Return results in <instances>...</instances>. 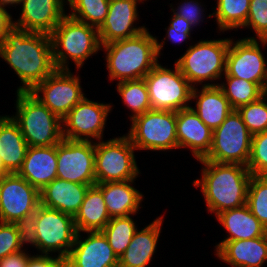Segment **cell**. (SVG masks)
I'll return each instance as SVG.
<instances>
[{"label":"cell","mask_w":267,"mask_h":267,"mask_svg":"<svg viewBox=\"0 0 267 267\" xmlns=\"http://www.w3.org/2000/svg\"><path fill=\"white\" fill-rule=\"evenodd\" d=\"M0 57L21 80L17 91L30 92L55 70L49 34L13 27L0 43Z\"/></svg>","instance_id":"cell-1"},{"label":"cell","mask_w":267,"mask_h":267,"mask_svg":"<svg viewBox=\"0 0 267 267\" xmlns=\"http://www.w3.org/2000/svg\"><path fill=\"white\" fill-rule=\"evenodd\" d=\"M204 165L202 177L193 182L201 187L208 211H222L247 204V191L252 174L241 164L216 163L198 160Z\"/></svg>","instance_id":"cell-2"},{"label":"cell","mask_w":267,"mask_h":267,"mask_svg":"<svg viewBox=\"0 0 267 267\" xmlns=\"http://www.w3.org/2000/svg\"><path fill=\"white\" fill-rule=\"evenodd\" d=\"M164 44L146 29L134 37L101 45L107 52L109 79L122 82L144 78L158 64Z\"/></svg>","instance_id":"cell-3"},{"label":"cell","mask_w":267,"mask_h":267,"mask_svg":"<svg viewBox=\"0 0 267 267\" xmlns=\"http://www.w3.org/2000/svg\"><path fill=\"white\" fill-rule=\"evenodd\" d=\"M53 62L56 70H69L68 58L76 68H81L86 59L103 49L98 28L65 15L50 34Z\"/></svg>","instance_id":"cell-4"},{"label":"cell","mask_w":267,"mask_h":267,"mask_svg":"<svg viewBox=\"0 0 267 267\" xmlns=\"http://www.w3.org/2000/svg\"><path fill=\"white\" fill-rule=\"evenodd\" d=\"M16 115L28 146H55L63 138L62 119L52 113L30 92L17 91Z\"/></svg>","instance_id":"cell-5"},{"label":"cell","mask_w":267,"mask_h":267,"mask_svg":"<svg viewBox=\"0 0 267 267\" xmlns=\"http://www.w3.org/2000/svg\"><path fill=\"white\" fill-rule=\"evenodd\" d=\"M230 40H201L190 46L175 64L193 87L203 81L221 79L225 73Z\"/></svg>","instance_id":"cell-6"},{"label":"cell","mask_w":267,"mask_h":267,"mask_svg":"<svg viewBox=\"0 0 267 267\" xmlns=\"http://www.w3.org/2000/svg\"><path fill=\"white\" fill-rule=\"evenodd\" d=\"M252 136L241 114L237 109H233L222 124L213 131L209 153L201 160L247 166Z\"/></svg>","instance_id":"cell-7"},{"label":"cell","mask_w":267,"mask_h":267,"mask_svg":"<svg viewBox=\"0 0 267 267\" xmlns=\"http://www.w3.org/2000/svg\"><path fill=\"white\" fill-rule=\"evenodd\" d=\"M137 150L127 135L107 141H95L96 184L123 182L140 174L134 155Z\"/></svg>","instance_id":"cell-8"},{"label":"cell","mask_w":267,"mask_h":267,"mask_svg":"<svg viewBox=\"0 0 267 267\" xmlns=\"http://www.w3.org/2000/svg\"><path fill=\"white\" fill-rule=\"evenodd\" d=\"M130 120L132 124L127 136L137 150L178 148L176 111L149 110Z\"/></svg>","instance_id":"cell-9"},{"label":"cell","mask_w":267,"mask_h":267,"mask_svg":"<svg viewBox=\"0 0 267 267\" xmlns=\"http://www.w3.org/2000/svg\"><path fill=\"white\" fill-rule=\"evenodd\" d=\"M167 69L159 63L144 77L152 110L179 111L190 107L193 86L179 67Z\"/></svg>","instance_id":"cell-10"},{"label":"cell","mask_w":267,"mask_h":267,"mask_svg":"<svg viewBox=\"0 0 267 267\" xmlns=\"http://www.w3.org/2000/svg\"><path fill=\"white\" fill-rule=\"evenodd\" d=\"M36 233L37 249L43 255L58 252L57 257L64 261L77 234L74 217L40 204L36 210Z\"/></svg>","instance_id":"cell-11"},{"label":"cell","mask_w":267,"mask_h":267,"mask_svg":"<svg viewBox=\"0 0 267 267\" xmlns=\"http://www.w3.org/2000/svg\"><path fill=\"white\" fill-rule=\"evenodd\" d=\"M80 82L79 76L73 75L70 70H55L30 93L63 119L85 97Z\"/></svg>","instance_id":"cell-12"},{"label":"cell","mask_w":267,"mask_h":267,"mask_svg":"<svg viewBox=\"0 0 267 267\" xmlns=\"http://www.w3.org/2000/svg\"><path fill=\"white\" fill-rule=\"evenodd\" d=\"M57 178L95 185V142L63 139L57 144Z\"/></svg>","instance_id":"cell-13"},{"label":"cell","mask_w":267,"mask_h":267,"mask_svg":"<svg viewBox=\"0 0 267 267\" xmlns=\"http://www.w3.org/2000/svg\"><path fill=\"white\" fill-rule=\"evenodd\" d=\"M257 38L230 40L224 75L258 84L267 92V63Z\"/></svg>","instance_id":"cell-14"},{"label":"cell","mask_w":267,"mask_h":267,"mask_svg":"<svg viewBox=\"0 0 267 267\" xmlns=\"http://www.w3.org/2000/svg\"><path fill=\"white\" fill-rule=\"evenodd\" d=\"M40 205V191L18 173L0 178V222L14 223L35 212Z\"/></svg>","instance_id":"cell-15"},{"label":"cell","mask_w":267,"mask_h":267,"mask_svg":"<svg viewBox=\"0 0 267 267\" xmlns=\"http://www.w3.org/2000/svg\"><path fill=\"white\" fill-rule=\"evenodd\" d=\"M110 104L90 101L84 97L62 119L63 138L73 141H90L89 138L102 141L103 130ZM64 123V124H63Z\"/></svg>","instance_id":"cell-16"},{"label":"cell","mask_w":267,"mask_h":267,"mask_svg":"<svg viewBox=\"0 0 267 267\" xmlns=\"http://www.w3.org/2000/svg\"><path fill=\"white\" fill-rule=\"evenodd\" d=\"M77 232L74 245L64 260L65 267H119V259L101 231Z\"/></svg>","instance_id":"cell-17"},{"label":"cell","mask_w":267,"mask_h":267,"mask_svg":"<svg viewBox=\"0 0 267 267\" xmlns=\"http://www.w3.org/2000/svg\"><path fill=\"white\" fill-rule=\"evenodd\" d=\"M142 0H110L105 21L98 28L101 45L134 37L147 28L136 27L138 20L137 3Z\"/></svg>","instance_id":"cell-18"},{"label":"cell","mask_w":267,"mask_h":267,"mask_svg":"<svg viewBox=\"0 0 267 267\" xmlns=\"http://www.w3.org/2000/svg\"><path fill=\"white\" fill-rule=\"evenodd\" d=\"M64 3L65 0H21L22 11L14 27L50 35L66 15Z\"/></svg>","instance_id":"cell-19"},{"label":"cell","mask_w":267,"mask_h":267,"mask_svg":"<svg viewBox=\"0 0 267 267\" xmlns=\"http://www.w3.org/2000/svg\"><path fill=\"white\" fill-rule=\"evenodd\" d=\"M176 136L178 148H190L192 155L201 160L209 153L213 131L190 106L176 112Z\"/></svg>","instance_id":"cell-20"},{"label":"cell","mask_w":267,"mask_h":267,"mask_svg":"<svg viewBox=\"0 0 267 267\" xmlns=\"http://www.w3.org/2000/svg\"><path fill=\"white\" fill-rule=\"evenodd\" d=\"M217 257L232 267H262L267 261V234L246 240L221 241Z\"/></svg>","instance_id":"cell-21"},{"label":"cell","mask_w":267,"mask_h":267,"mask_svg":"<svg viewBox=\"0 0 267 267\" xmlns=\"http://www.w3.org/2000/svg\"><path fill=\"white\" fill-rule=\"evenodd\" d=\"M39 191L57 178V145L29 146L17 172Z\"/></svg>","instance_id":"cell-22"},{"label":"cell","mask_w":267,"mask_h":267,"mask_svg":"<svg viewBox=\"0 0 267 267\" xmlns=\"http://www.w3.org/2000/svg\"><path fill=\"white\" fill-rule=\"evenodd\" d=\"M89 187L56 178L40 190V204L75 217Z\"/></svg>","instance_id":"cell-23"},{"label":"cell","mask_w":267,"mask_h":267,"mask_svg":"<svg viewBox=\"0 0 267 267\" xmlns=\"http://www.w3.org/2000/svg\"><path fill=\"white\" fill-rule=\"evenodd\" d=\"M162 222L161 216L142 230H136L130 244L119 258V267H146L152 261Z\"/></svg>","instance_id":"cell-24"},{"label":"cell","mask_w":267,"mask_h":267,"mask_svg":"<svg viewBox=\"0 0 267 267\" xmlns=\"http://www.w3.org/2000/svg\"><path fill=\"white\" fill-rule=\"evenodd\" d=\"M28 147L19 125L12 117L0 116V154L8 173H17L21 169Z\"/></svg>","instance_id":"cell-25"},{"label":"cell","mask_w":267,"mask_h":267,"mask_svg":"<svg viewBox=\"0 0 267 267\" xmlns=\"http://www.w3.org/2000/svg\"><path fill=\"white\" fill-rule=\"evenodd\" d=\"M191 99L197 100L196 109L192 108L212 131L219 127L233 110L218 86H202L201 91L194 87Z\"/></svg>","instance_id":"cell-26"},{"label":"cell","mask_w":267,"mask_h":267,"mask_svg":"<svg viewBox=\"0 0 267 267\" xmlns=\"http://www.w3.org/2000/svg\"><path fill=\"white\" fill-rule=\"evenodd\" d=\"M134 180L96 184L102 190V195L111 218L129 216L139 211L144 195L130 185L134 183Z\"/></svg>","instance_id":"cell-27"},{"label":"cell","mask_w":267,"mask_h":267,"mask_svg":"<svg viewBox=\"0 0 267 267\" xmlns=\"http://www.w3.org/2000/svg\"><path fill=\"white\" fill-rule=\"evenodd\" d=\"M216 218L229 233L223 241L254 239L267 234V229L251 213L247 204L222 211Z\"/></svg>","instance_id":"cell-28"},{"label":"cell","mask_w":267,"mask_h":267,"mask_svg":"<svg viewBox=\"0 0 267 267\" xmlns=\"http://www.w3.org/2000/svg\"><path fill=\"white\" fill-rule=\"evenodd\" d=\"M110 219L102 190L96 184L90 186L78 213L74 217L76 231H102Z\"/></svg>","instance_id":"cell-29"},{"label":"cell","mask_w":267,"mask_h":267,"mask_svg":"<svg viewBox=\"0 0 267 267\" xmlns=\"http://www.w3.org/2000/svg\"><path fill=\"white\" fill-rule=\"evenodd\" d=\"M226 83L223 84H203V86H218L233 109H238L240 106L249 104L266 92L256 83L247 80L239 79L229 75H224Z\"/></svg>","instance_id":"cell-30"},{"label":"cell","mask_w":267,"mask_h":267,"mask_svg":"<svg viewBox=\"0 0 267 267\" xmlns=\"http://www.w3.org/2000/svg\"><path fill=\"white\" fill-rule=\"evenodd\" d=\"M250 0H217L213 14L216 17L219 30L224 32L245 25L249 13Z\"/></svg>","instance_id":"cell-31"},{"label":"cell","mask_w":267,"mask_h":267,"mask_svg":"<svg viewBox=\"0 0 267 267\" xmlns=\"http://www.w3.org/2000/svg\"><path fill=\"white\" fill-rule=\"evenodd\" d=\"M135 225L130 215L113 217L101 231L118 259L133 239L137 230V226Z\"/></svg>","instance_id":"cell-32"},{"label":"cell","mask_w":267,"mask_h":267,"mask_svg":"<svg viewBox=\"0 0 267 267\" xmlns=\"http://www.w3.org/2000/svg\"><path fill=\"white\" fill-rule=\"evenodd\" d=\"M116 86L125 105L134 113L131 119L152 110L144 78L118 82Z\"/></svg>","instance_id":"cell-33"},{"label":"cell","mask_w":267,"mask_h":267,"mask_svg":"<svg viewBox=\"0 0 267 267\" xmlns=\"http://www.w3.org/2000/svg\"><path fill=\"white\" fill-rule=\"evenodd\" d=\"M71 14L77 21L99 28L108 14L110 0H66Z\"/></svg>","instance_id":"cell-34"},{"label":"cell","mask_w":267,"mask_h":267,"mask_svg":"<svg viewBox=\"0 0 267 267\" xmlns=\"http://www.w3.org/2000/svg\"><path fill=\"white\" fill-rule=\"evenodd\" d=\"M247 205L251 213L267 229V176H251L247 191Z\"/></svg>","instance_id":"cell-35"},{"label":"cell","mask_w":267,"mask_h":267,"mask_svg":"<svg viewBox=\"0 0 267 267\" xmlns=\"http://www.w3.org/2000/svg\"><path fill=\"white\" fill-rule=\"evenodd\" d=\"M267 92L259 99L240 106L237 111L252 135L267 130Z\"/></svg>","instance_id":"cell-36"},{"label":"cell","mask_w":267,"mask_h":267,"mask_svg":"<svg viewBox=\"0 0 267 267\" xmlns=\"http://www.w3.org/2000/svg\"><path fill=\"white\" fill-rule=\"evenodd\" d=\"M247 168L252 175L267 176V130L252 136Z\"/></svg>","instance_id":"cell-37"},{"label":"cell","mask_w":267,"mask_h":267,"mask_svg":"<svg viewBox=\"0 0 267 267\" xmlns=\"http://www.w3.org/2000/svg\"><path fill=\"white\" fill-rule=\"evenodd\" d=\"M243 27H252L260 43L267 45V0H250L247 21Z\"/></svg>","instance_id":"cell-38"},{"label":"cell","mask_w":267,"mask_h":267,"mask_svg":"<svg viewBox=\"0 0 267 267\" xmlns=\"http://www.w3.org/2000/svg\"><path fill=\"white\" fill-rule=\"evenodd\" d=\"M14 225L19 234V249L23 250V245L30 243L37 248V233H36V211L25 215L18 221L14 222Z\"/></svg>","instance_id":"cell-39"},{"label":"cell","mask_w":267,"mask_h":267,"mask_svg":"<svg viewBox=\"0 0 267 267\" xmlns=\"http://www.w3.org/2000/svg\"><path fill=\"white\" fill-rule=\"evenodd\" d=\"M18 251L19 234L14 223L0 222V260Z\"/></svg>","instance_id":"cell-40"},{"label":"cell","mask_w":267,"mask_h":267,"mask_svg":"<svg viewBox=\"0 0 267 267\" xmlns=\"http://www.w3.org/2000/svg\"><path fill=\"white\" fill-rule=\"evenodd\" d=\"M170 25L167 30V38L172 40L174 43H182L184 40L190 37V31L193 26L182 17L177 16L173 13V17L171 18Z\"/></svg>","instance_id":"cell-41"},{"label":"cell","mask_w":267,"mask_h":267,"mask_svg":"<svg viewBox=\"0 0 267 267\" xmlns=\"http://www.w3.org/2000/svg\"><path fill=\"white\" fill-rule=\"evenodd\" d=\"M177 16L182 17L184 20L188 21L192 26H196L201 22L203 18V9L199 5L198 0H184V3H181L177 9H171ZM177 11V12H176Z\"/></svg>","instance_id":"cell-42"},{"label":"cell","mask_w":267,"mask_h":267,"mask_svg":"<svg viewBox=\"0 0 267 267\" xmlns=\"http://www.w3.org/2000/svg\"><path fill=\"white\" fill-rule=\"evenodd\" d=\"M64 261L60 260L58 257L55 258L49 255H35L31 256L27 267H64Z\"/></svg>","instance_id":"cell-43"},{"label":"cell","mask_w":267,"mask_h":267,"mask_svg":"<svg viewBox=\"0 0 267 267\" xmlns=\"http://www.w3.org/2000/svg\"><path fill=\"white\" fill-rule=\"evenodd\" d=\"M30 257L25 251H18L2 258L0 267H27Z\"/></svg>","instance_id":"cell-44"},{"label":"cell","mask_w":267,"mask_h":267,"mask_svg":"<svg viewBox=\"0 0 267 267\" xmlns=\"http://www.w3.org/2000/svg\"><path fill=\"white\" fill-rule=\"evenodd\" d=\"M13 27L12 16L7 12L5 6L0 3V43L4 41L5 36Z\"/></svg>","instance_id":"cell-45"},{"label":"cell","mask_w":267,"mask_h":267,"mask_svg":"<svg viewBox=\"0 0 267 267\" xmlns=\"http://www.w3.org/2000/svg\"><path fill=\"white\" fill-rule=\"evenodd\" d=\"M0 3H2L6 7L7 5H20L21 0H0Z\"/></svg>","instance_id":"cell-46"},{"label":"cell","mask_w":267,"mask_h":267,"mask_svg":"<svg viewBox=\"0 0 267 267\" xmlns=\"http://www.w3.org/2000/svg\"><path fill=\"white\" fill-rule=\"evenodd\" d=\"M8 172L4 169L2 161H1V154H0V178L7 174Z\"/></svg>","instance_id":"cell-47"}]
</instances>
